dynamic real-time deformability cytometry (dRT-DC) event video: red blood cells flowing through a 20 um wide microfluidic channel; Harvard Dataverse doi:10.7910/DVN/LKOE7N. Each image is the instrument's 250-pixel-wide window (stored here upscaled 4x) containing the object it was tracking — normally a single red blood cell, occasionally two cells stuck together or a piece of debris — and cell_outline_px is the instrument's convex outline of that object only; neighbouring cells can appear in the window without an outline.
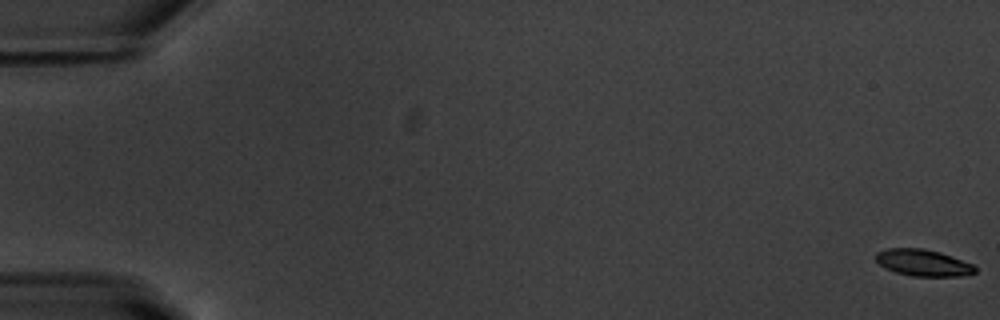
{"species": "common noctule bat (a hibernating species)", "species_latin": "Nyctalus noctula", "temperature_condition": "warm", "stored_images_in_passage": 55, "camera_frame_rate_fps": 3000, "um_per_image_px": 0.085, "animal": {"sex": "male", "body_mass_g": 20.1, "forearm_length_mm": 53.5}, "frame": {"image": 1, "passage_image": 1, "time_ms": 0.0, "image_size_px": [1000, 320], "cell_outline_px": [[976, 272], [968, 276], [912, 276], [896, 272], [884, 268], [876, 260], [876, 252], [888, 248], [924, 248], [940, 252], [952, 256], [972, 264], [976, 268]], "centroid_in_image_um": [78.48, 22.33], "position_along_channel_um": 6.5, "area_um2": 15.49}}
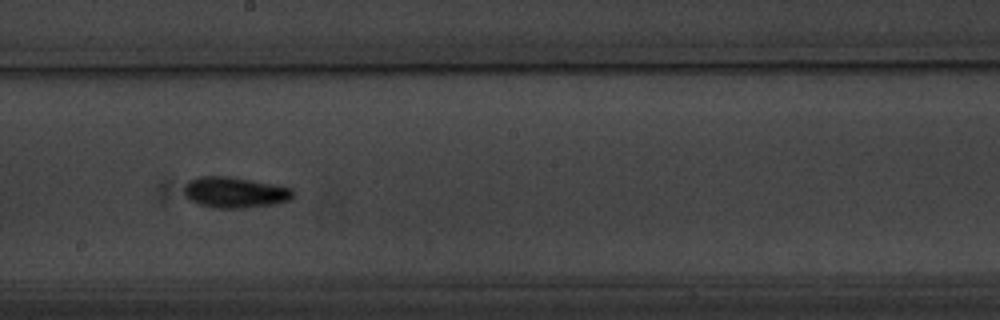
{"frame": {"image": 2, "passage_image": 32, "time_ms": 10.333, "image_size_px": [1000, 320], "cell_outline_px": [[296, 196], [292, 200], [276, 204], [244, 208], [212, 208], [200, 204], [192, 200], [184, 192], [184, 184], [188, 180], [200, 176], [228, 176], [272, 184], [292, 188], [296, 192]], "centroid_in_image_um": [20.02, 16.36], "position_along_channel_um": 228.2, "area_um2": 19.77}}
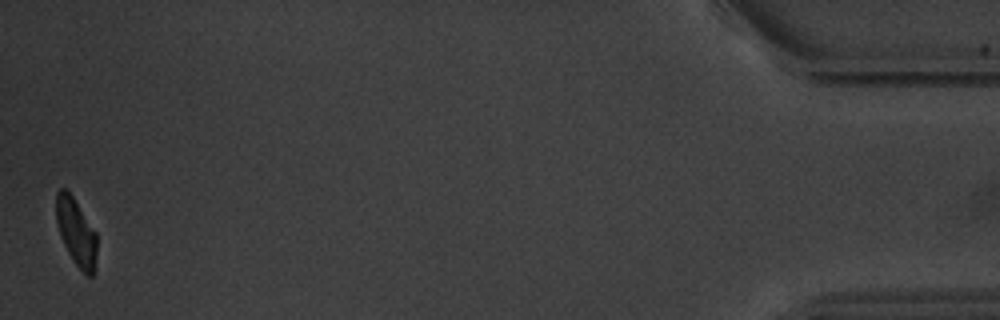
{"frame": {"image": 3, "passage_image": 55, "time_ms": 18.0, "image_size_px": [1000, 320], "cell_outline_px": [[96, 252], [92, 276], [88, 276], [72, 260], [60, 236], [56, 220], [56, 192], [60, 188], [68, 188], [96, 232]], "centroid_in_image_um": [6.45, 19.65], "position_along_channel_um": 428.8, "area_um2": 15.84}, "authors_computed_cell_mechanics": {"area_um2": 17.3978, "velocity_mm_per_s": 3.7476, "shape_relaxation_time_tau1_ms": 2.4758, "shape_relaxation_time_tau2_ms": 4.0389, "deformation_change_tau1": 0.1653, "deformation_change_tau2": 0.0931}}